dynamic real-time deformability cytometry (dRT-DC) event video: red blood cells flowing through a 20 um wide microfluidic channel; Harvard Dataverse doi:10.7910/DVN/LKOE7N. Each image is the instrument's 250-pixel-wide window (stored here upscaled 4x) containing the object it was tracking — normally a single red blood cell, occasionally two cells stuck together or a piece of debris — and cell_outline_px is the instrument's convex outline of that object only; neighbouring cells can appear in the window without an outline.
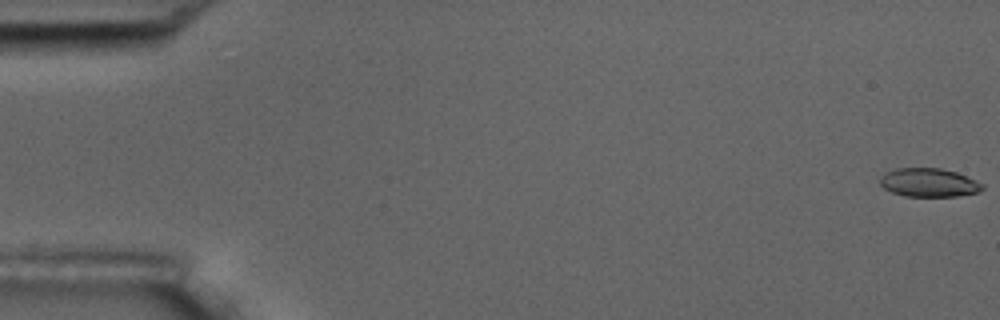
{"species": "common noctule bat (a hibernating species)", "species_latin": "Nyctalus noctula", "temperature_condition": "room temperature", "stored_images_in_passage": 3, "camera_frame_rate_fps": 3000, "um_per_image_px": 0.085, "animal": {"sex": "male", "body_mass_g": 17.5, "forearm_length_mm": 52.3}, "frame": {"image": 1, "passage_image": 1, "time_ms": 0.0, "image_size_px": [1000, 320], "cell_outline_px": [[984, 188], [976, 192], [956, 196], [904, 196], [892, 192], [884, 188], [880, 184], [880, 176], [884, 172], [896, 168], [940, 168], [956, 172], [984, 184]], "centroid_in_image_um": [78.91, 15.51], "position_along_channel_um": 6.1, "area_um2": 16.99}}